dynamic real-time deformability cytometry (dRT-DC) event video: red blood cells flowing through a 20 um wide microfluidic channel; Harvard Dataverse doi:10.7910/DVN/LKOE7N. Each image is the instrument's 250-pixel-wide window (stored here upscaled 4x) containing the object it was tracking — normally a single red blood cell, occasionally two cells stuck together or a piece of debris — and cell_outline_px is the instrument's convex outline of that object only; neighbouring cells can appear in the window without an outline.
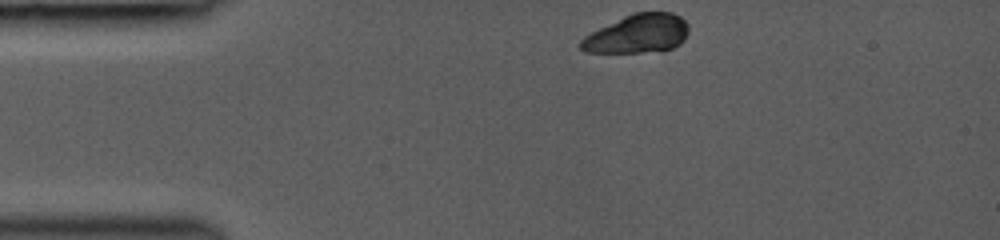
{"species": "common noctule bat (a hibernating species)", "species_latin": "Nyctalus noctula", "temperature_condition": "room temperature", "stored_images_in_passage": 35, "camera_frame_rate_fps": 3000, "um_per_image_px": 0.085, "animal": {"sex": "female", "body_mass_g": 19.0, "forearm_length_mm": 53.3}, "frame": {"image": 1, "passage_image": 1, "time_ms": 0.0, "image_size_px": [1000, 240], "cell_outline_px": [[688, 32], [684, 40], [680, 44], [664, 52], [584, 52], [576, 44], [584, 36], [632, 12], [672, 12], [680, 16], [688, 24]], "centroid_in_image_um": [54.21, 2.88], "position_along_channel_um": 30.8, "area_um2": 24.57}}
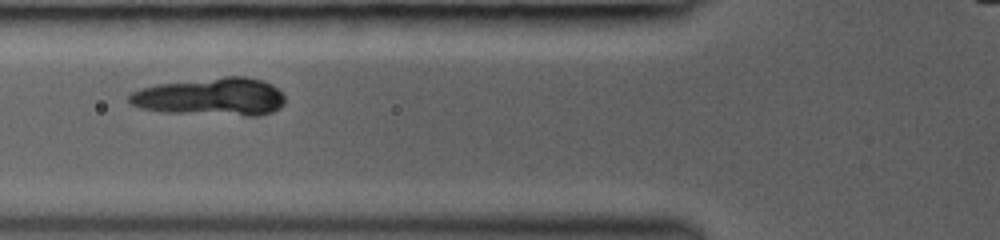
{"frame": {"image": 2, "passage_image": 10, "time_ms": 3.0, "image_size_px": [1000, 240], "cell_outline_px": [[284, 104], [280, 108], [272, 112], [260, 116], [244, 116], [164, 112], [140, 108], [132, 104], [128, 100], [128, 96], [132, 92], [140, 88], [156, 84], [224, 76], [244, 76], [260, 80], [272, 84], [284, 96]], "centroid_in_image_um": [17.94, 8.23], "position_along_channel_um": 107.9, "area_um2": 34.68}}
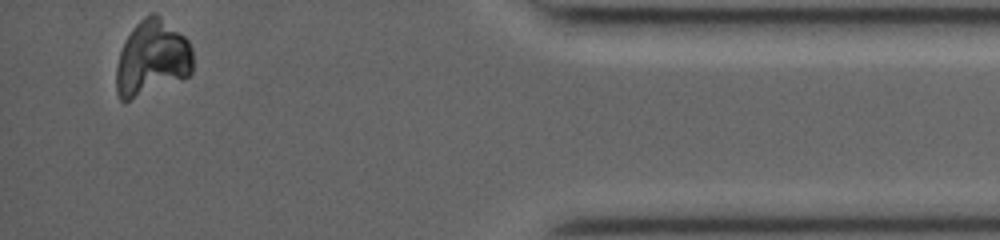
{"frame": {"image": 3, "passage_image": 35, "time_ms": 11.333, "image_size_px": [1000, 240], "cell_outline_px": [[192, 72], [188, 76], [124, 104], [120, 100], [116, 92], [116, 68], [120, 52], [124, 40], [132, 28], [144, 16], [152, 12], [156, 12], [184, 36], [188, 40], [192, 48]], "centroid_in_image_um": [12.89, 4.96], "position_along_channel_um": 422.3, "area_um2": 34.16}}